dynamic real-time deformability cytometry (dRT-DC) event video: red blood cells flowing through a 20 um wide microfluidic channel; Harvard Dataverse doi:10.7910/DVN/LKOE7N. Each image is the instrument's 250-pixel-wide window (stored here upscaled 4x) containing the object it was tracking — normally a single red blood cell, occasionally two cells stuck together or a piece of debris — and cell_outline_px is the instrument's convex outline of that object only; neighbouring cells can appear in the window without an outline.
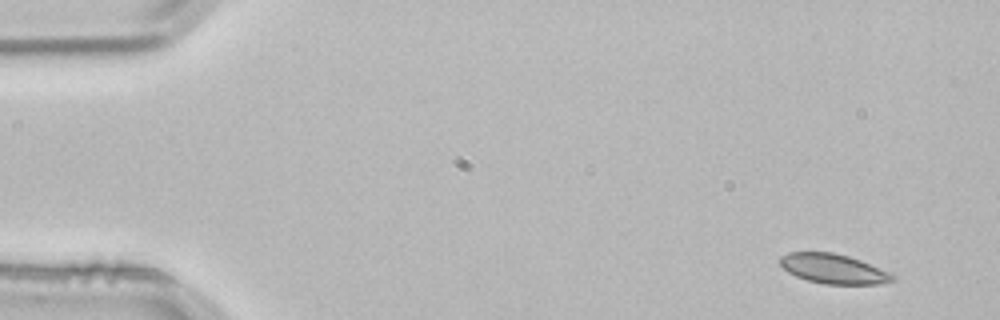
{"species": "common noctule bat (a hibernating species)", "species_latin": "Nyctalus noctula", "temperature_condition": "room temperature", "stored_images_in_passage": 3, "camera_frame_rate_fps": 3000, "um_per_image_px": 0.085, "animal": {"sex": "male", "body_mass_g": 21.5, "forearm_length_mm": 52.0}, "frame": {"image": 1, "passage_image": 1, "time_ms": 0.0, "image_size_px": [1000, 320], "cell_outline_px": [[896, 280], [876, 284], [824, 284], [808, 280], [796, 276], [788, 272], [780, 264], [780, 256], [788, 252], [832, 252], [848, 256], [860, 260], [888, 272], [896, 276]], "centroid_in_image_um": [70.82, 22.84], "position_along_channel_um": 14.2, "area_um2": 19.31}}
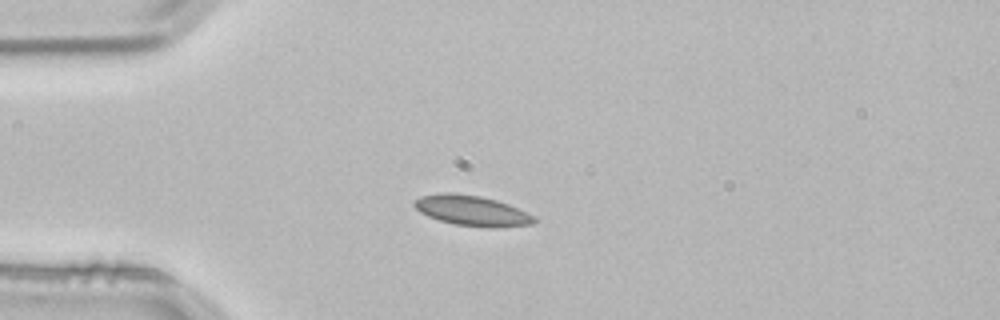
{"frame": {"image": 2, "passage_image": 3, "time_ms": 0.667, "image_size_px": [1000, 320], "cell_outline_px": [[536, 220], [532, 224], [496, 228], [488, 228], [456, 224], [440, 220], [428, 216], [420, 212], [412, 204], [420, 196], [436, 192], [452, 192], [480, 196], [496, 200], [508, 204], [536, 216]], "centroid_in_image_um": [40.11, 17.9], "position_along_channel_um": 44.9, "area_um2": 21.27}}